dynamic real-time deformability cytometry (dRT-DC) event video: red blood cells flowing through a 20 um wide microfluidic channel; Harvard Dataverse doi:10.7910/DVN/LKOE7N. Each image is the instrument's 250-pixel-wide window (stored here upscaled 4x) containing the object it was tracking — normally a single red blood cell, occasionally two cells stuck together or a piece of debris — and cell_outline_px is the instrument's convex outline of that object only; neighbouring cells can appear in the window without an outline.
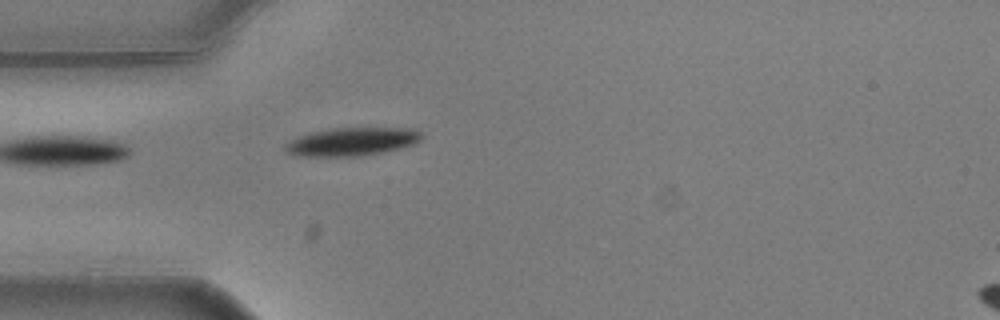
{"species": "common noctule bat (a hibernating species)", "species_latin": "Nyctalus noctula", "temperature_condition": "warm", "stored_images_in_passage": 23, "camera_frame_rate_fps": 3000, "um_per_image_px": 0.085, "animal": {"sex": "male", "body_mass_g": 20.5, "forearm_length_mm": 52.5}, "frame": {"image": 1, "passage_image": 1, "time_ms": 0.0, "image_size_px": [1000, 320], "cell_outline_px": [[424, 136], [416, 144], [384, 152], [360, 156], [296, 156], [288, 152], [284, 148], [284, 144], [296, 136], [308, 132], [328, 128], [408, 128], [420, 132]], "centroid_in_image_um": [29.88, 12.03], "position_along_channel_um": 55.1, "area_um2": 22.72}}
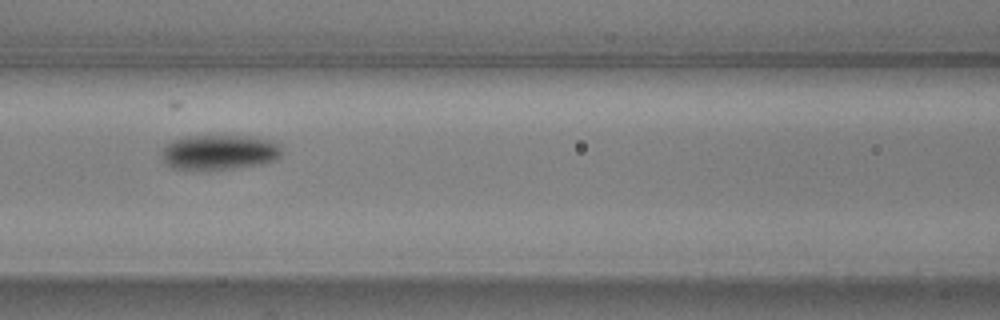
{"frame": {"image": 2, "passage_image": 9, "time_ms": 2.667, "image_size_px": [1000, 320], "cell_outline_px": [[280, 156], [276, 160], [260, 164], [208, 172], [172, 168], [160, 156], [160, 152], [168, 144], [176, 140], [188, 136], [256, 136], [276, 140], [280, 144]], "centroid_in_image_um": [18.67, 12.96], "position_along_channel_um": 147.9, "area_um2": 25.09}}
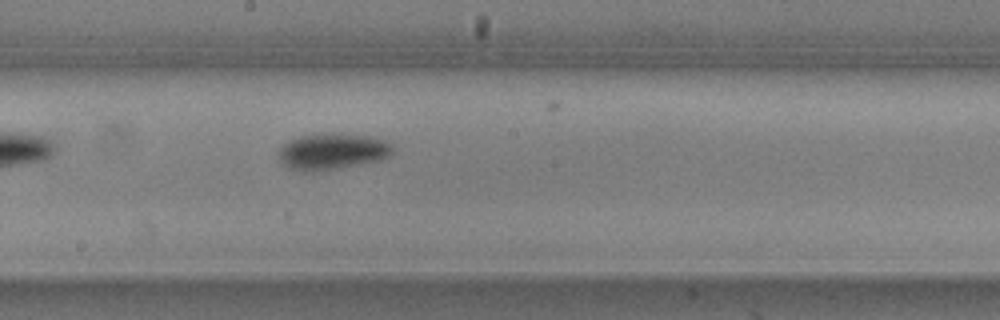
{"frame": {"image": 3, "passage_image": 15, "time_ms": 4.667, "image_size_px": [1000, 320], "cell_outline_px": [[396, 152], [380, 160], [336, 168], [312, 172], [304, 172], [288, 168], [280, 160], [280, 148], [288, 140], [300, 136], [332, 132], [336, 132], [372, 136], [384, 140], [392, 144]], "centroid_in_image_um": [28.28, 12.85], "position_along_channel_um": 219.9, "area_um2": 24.33}}